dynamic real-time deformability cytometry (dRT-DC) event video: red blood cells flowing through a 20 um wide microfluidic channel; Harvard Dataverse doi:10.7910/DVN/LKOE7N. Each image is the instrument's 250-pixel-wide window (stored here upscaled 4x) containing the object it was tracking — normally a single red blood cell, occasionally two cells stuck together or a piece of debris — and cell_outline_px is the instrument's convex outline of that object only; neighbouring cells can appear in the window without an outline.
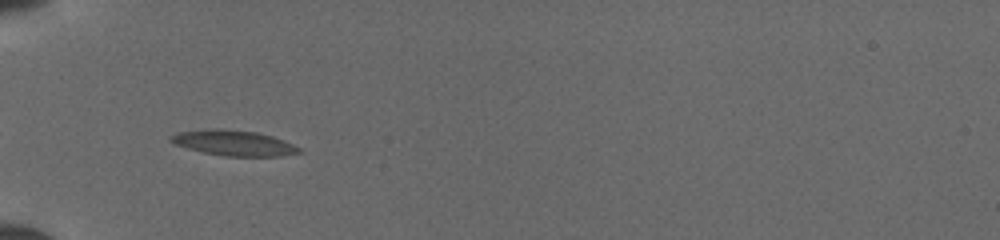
{"species": "common noctule bat (a hibernating species)", "species_latin": "Nyctalus noctula", "temperature_condition": "cold", "stored_images_in_passage": 36, "camera_frame_rate_fps": 3000, "um_per_image_px": 0.085, "animal": {"sex": "female", "body_mass_g": 19.5, "forearm_length_mm": 54.1}, "frame": {"image": 1, "passage_image": 3, "time_ms": 0.667, "image_size_px": [1000, 240], "cell_outline_px": [[304, 152], [280, 156], [224, 156], [204, 152], [172, 144], [168, 140], [168, 136], [176, 132], [212, 128], [216, 128], [256, 132], [272, 136], [292, 144], [300, 148]], "centroid_in_image_um": [19.81, 12.15], "position_along_channel_um": 65.2, "area_um2": 19.07}}
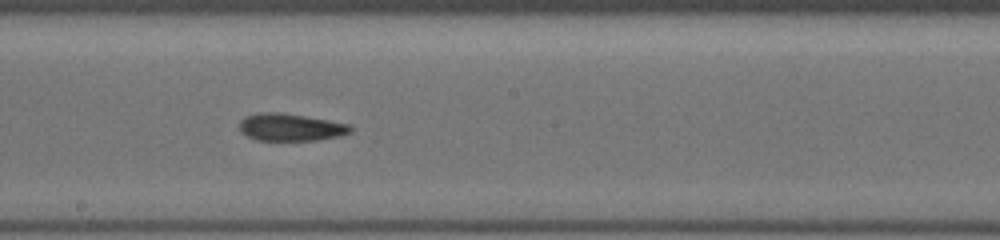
{"frame": {"image": 2, "passage_image": 15, "time_ms": 4.667, "image_size_px": [1000, 240], "cell_outline_px": [[352, 132], [340, 136], [320, 140], [256, 140], [240, 132], [240, 120], [244, 116], [260, 112], [280, 112], [352, 124]], "centroid_in_image_um": [24.72, 10.81], "position_along_channel_um": 223.5, "area_um2": 17.86}}
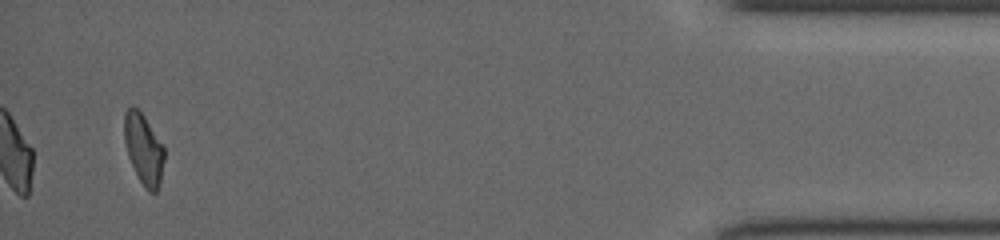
{"frame": {"image": 3, "passage_image": 34, "time_ms": 11.0, "image_size_px": [1000, 240], "cell_outline_px": [[164, 160], [160, 180], [156, 192], [148, 192], [144, 188], [128, 156], [124, 140], [124, 112], [132, 104], [144, 116], [164, 148]], "centroid_in_image_um": [12.19, 12.66], "position_along_channel_um": 423.0, "area_um2": 16.18}}